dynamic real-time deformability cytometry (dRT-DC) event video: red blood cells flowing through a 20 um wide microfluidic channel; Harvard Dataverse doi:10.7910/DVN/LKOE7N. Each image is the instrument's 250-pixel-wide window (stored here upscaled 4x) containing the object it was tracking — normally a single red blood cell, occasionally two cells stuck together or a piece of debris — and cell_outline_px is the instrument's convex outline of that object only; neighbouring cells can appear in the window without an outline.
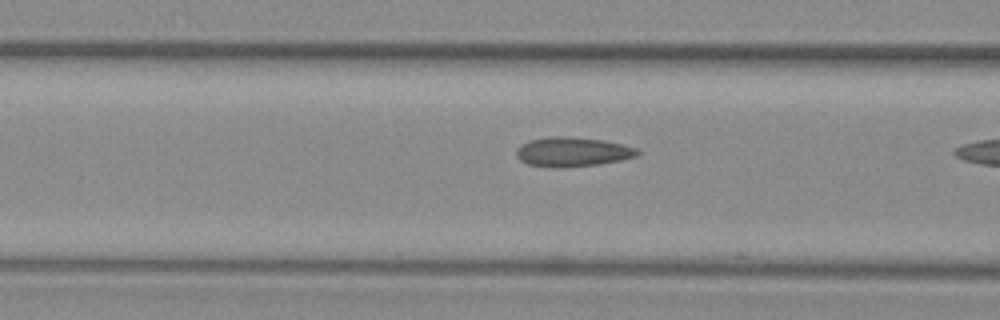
{"species": "common noctule bat (a hibernating species)", "species_latin": "Nyctalus noctula", "temperature_condition": "warm", "stored_images_in_passage": 11, "camera_frame_rate_fps": 3000, "um_per_image_px": 0.085, "animal": {"sex": "female", "body_mass_g": 29.2, "forearm_length_mm": 56.3}, "frame": {"image": 1, "passage_image": 10, "time_ms": 3.0, "image_size_px": [1000, 320], "cell_outline_px": [[640, 152], [636, 156], [620, 160], [596, 164], [560, 168], [548, 168], [528, 164], [520, 160], [516, 156], [516, 148], [520, 144], [528, 140], [548, 136], [568, 136], [604, 140], [636, 148]], "centroid_in_image_um": [48.58, 12.9], "position_along_channel_um": 118.0, "area_um2": 20.92}}